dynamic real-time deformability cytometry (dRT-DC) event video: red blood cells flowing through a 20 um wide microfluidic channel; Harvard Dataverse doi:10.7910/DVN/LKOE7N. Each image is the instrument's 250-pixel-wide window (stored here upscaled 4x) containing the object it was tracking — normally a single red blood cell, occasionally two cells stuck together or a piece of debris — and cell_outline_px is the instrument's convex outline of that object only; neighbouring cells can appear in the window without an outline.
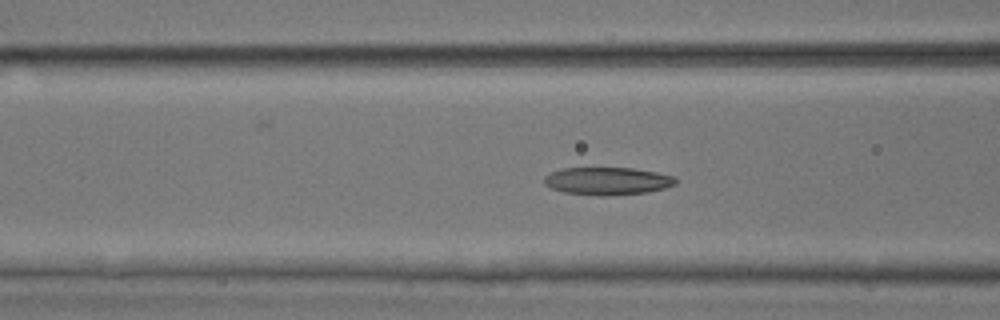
{"species": "common noctule bat (a hibernating species)", "species_latin": "Nyctalus noctula", "temperature_condition": "room temperature", "stored_images_in_passage": 37, "camera_frame_rate_fps": 3000, "um_per_image_px": 0.085, "animal": {"sex": "male", "body_mass_g": 17.9, "forearm_length_mm": 54.2}, "frame": {"image": 1, "passage_image": 16, "time_ms": 5.0, "image_size_px": [1000, 320], "cell_outline_px": [[676, 184], [664, 188], [648, 192], [604, 196], [600, 196], [564, 192], [552, 188], [544, 184], [544, 176], [552, 172], [564, 168], [632, 168], [656, 172], [676, 176]], "centroid_in_image_um": [51.65, 15.39], "position_along_channel_um": 115.0, "area_um2": 21.15}}
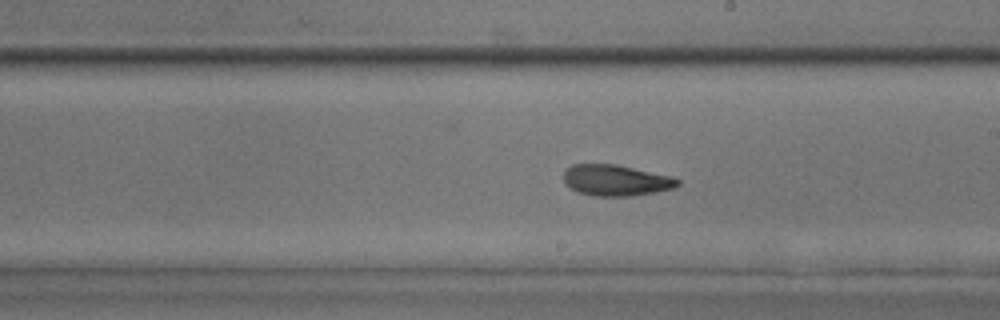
{"frame": {"image": 2, "passage_image": 25, "time_ms": 8.0, "image_size_px": [1000, 320], "cell_outline_px": [[680, 184], [672, 188], [656, 192], [632, 196], [596, 196], [576, 192], [564, 184], [564, 172], [572, 164], [616, 164], [672, 176], [680, 180]], "centroid_in_image_um": [52.34, 15.33], "position_along_channel_um": 236.7, "area_um2": 20.75}}
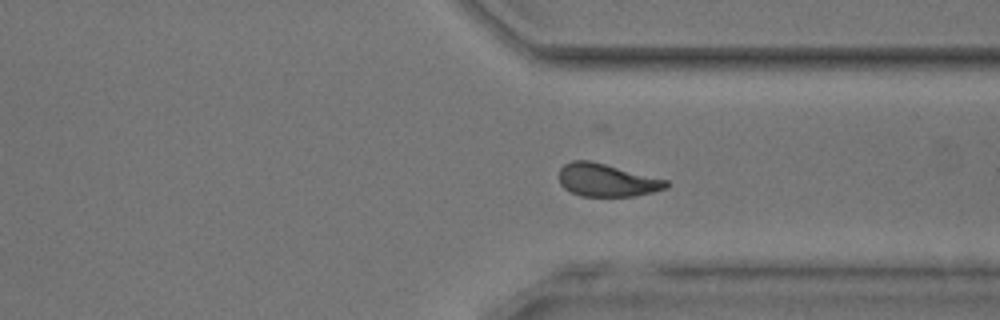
{"frame": {"image": 3, "passage_image": 34, "time_ms": 11.0, "image_size_px": [1000, 320], "cell_outline_px": [[668, 188], [652, 192], [632, 196], [580, 196], [564, 188], [560, 184], [560, 168], [564, 164], [572, 160], [588, 160], [668, 180]], "centroid_in_image_um": [51.56, 15.31], "position_along_channel_um": 359.8, "area_um2": 20.29}}